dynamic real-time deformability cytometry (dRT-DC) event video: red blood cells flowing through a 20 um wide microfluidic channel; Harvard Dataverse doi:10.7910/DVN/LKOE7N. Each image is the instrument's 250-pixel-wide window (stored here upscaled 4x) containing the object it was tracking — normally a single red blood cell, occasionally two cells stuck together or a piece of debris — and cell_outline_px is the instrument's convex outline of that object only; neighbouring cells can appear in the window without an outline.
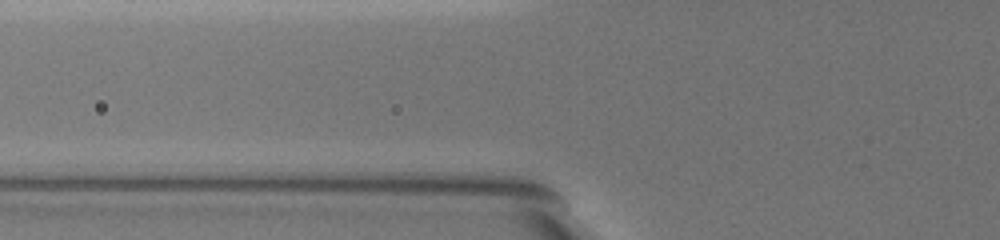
{"species": "common noctule bat (a hibernating species)", "species_latin": "Nyctalus noctula", "temperature_condition": "warm", "stored_images_in_passage": 3, "camera_frame_rate_fps": 3000, "um_per_image_px": 0.085, "animal": {"sex": "female", "body_mass_g": 19.5, "forearm_length_mm": 54.1}, "frame": {"image": 1, "passage_image": 2, "time_ms": 0.333, "image_size_px": [1000, 240], "cell_outline_px": [[648, 112], [636, 132], [628, 124], [604, 96], [596, 84], [596, 68], [600, 68], [624, 84]], "centroid_in_image_um": [52.8, 8.42], "position_along_channel_um": 73.0, "area_um2": 10.12}}